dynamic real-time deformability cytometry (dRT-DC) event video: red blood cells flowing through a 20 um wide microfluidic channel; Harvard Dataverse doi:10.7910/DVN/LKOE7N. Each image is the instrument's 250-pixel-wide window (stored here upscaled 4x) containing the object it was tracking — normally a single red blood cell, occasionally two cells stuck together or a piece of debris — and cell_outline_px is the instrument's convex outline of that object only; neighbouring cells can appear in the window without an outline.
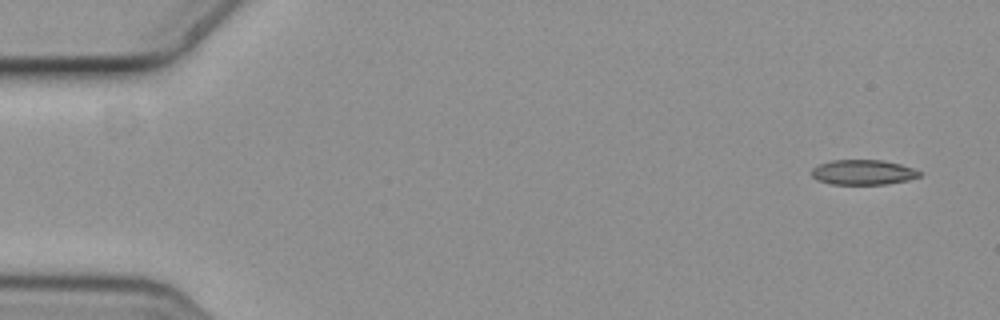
{"species": "common noctule bat (a hibernating species)", "species_latin": "Nyctalus noctula", "temperature_condition": "cold", "stored_images_in_passage": 4, "camera_frame_rate_fps": 3000, "um_per_image_px": 0.085, "animal": {"sex": "female", "body_mass_g": 19.3, "forearm_length_mm": 54.1}, "frame": {"image": 1, "passage_image": 1, "time_ms": 0.0, "image_size_px": [1000, 320], "cell_outline_px": [[920, 176], [908, 180], [884, 184], [832, 184], [816, 180], [812, 176], [812, 168], [820, 164], [832, 160], [880, 160], [900, 164], [912, 168], [920, 172]], "centroid_in_image_um": [73.33, 14.64], "position_along_channel_um": 11.7, "area_um2": 15.55}}
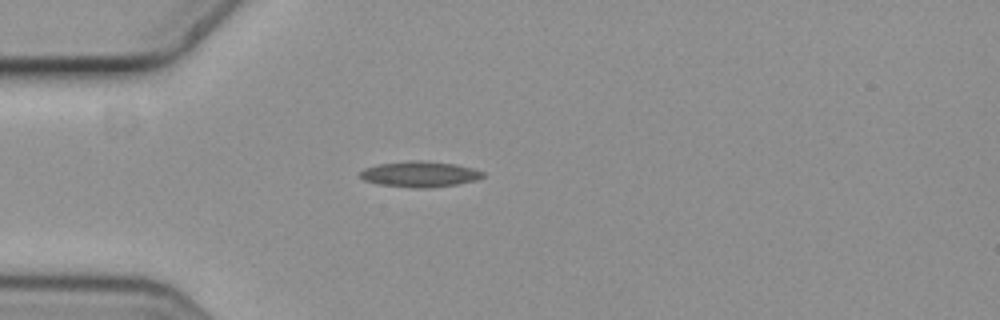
{"frame": {"image": 2, "passage_image": 4, "time_ms": 1.0, "image_size_px": [1000, 320], "cell_outline_px": [[484, 176], [476, 180], [456, 184], [424, 188], [420, 188], [380, 184], [364, 180], [360, 176], [360, 172], [364, 168], [376, 164], [408, 160], [424, 160], [456, 164], [472, 168], [484, 172]], "centroid_in_image_um": [35.67, 14.78], "position_along_channel_um": 49.3, "area_um2": 18.32}}